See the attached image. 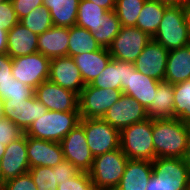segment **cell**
Masks as SVG:
<instances>
[{
    "mask_svg": "<svg viewBox=\"0 0 190 190\" xmlns=\"http://www.w3.org/2000/svg\"><path fill=\"white\" fill-rule=\"evenodd\" d=\"M190 125L178 118L153 120L155 158H183Z\"/></svg>",
    "mask_w": 190,
    "mask_h": 190,
    "instance_id": "1",
    "label": "cell"
},
{
    "mask_svg": "<svg viewBox=\"0 0 190 190\" xmlns=\"http://www.w3.org/2000/svg\"><path fill=\"white\" fill-rule=\"evenodd\" d=\"M146 190H190V168L182 158H155Z\"/></svg>",
    "mask_w": 190,
    "mask_h": 190,
    "instance_id": "2",
    "label": "cell"
},
{
    "mask_svg": "<svg viewBox=\"0 0 190 190\" xmlns=\"http://www.w3.org/2000/svg\"><path fill=\"white\" fill-rule=\"evenodd\" d=\"M152 39L168 51L189 45L190 31L186 8L179 5L167 6Z\"/></svg>",
    "mask_w": 190,
    "mask_h": 190,
    "instance_id": "3",
    "label": "cell"
},
{
    "mask_svg": "<svg viewBox=\"0 0 190 190\" xmlns=\"http://www.w3.org/2000/svg\"><path fill=\"white\" fill-rule=\"evenodd\" d=\"M152 130L153 120L147 118L120 131V148L128 159L144 161L155 159Z\"/></svg>",
    "mask_w": 190,
    "mask_h": 190,
    "instance_id": "4",
    "label": "cell"
},
{
    "mask_svg": "<svg viewBox=\"0 0 190 190\" xmlns=\"http://www.w3.org/2000/svg\"><path fill=\"white\" fill-rule=\"evenodd\" d=\"M79 111L57 112L48 110L24 132L36 139L61 142L80 123Z\"/></svg>",
    "mask_w": 190,
    "mask_h": 190,
    "instance_id": "5",
    "label": "cell"
},
{
    "mask_svg": "<svg viewBox=\"0 0 190 190\" xmlns=\"http://www.w3.org/2000/svg\"><path fill=\"white\" fill-rule=\"evenodd\" d=\"M128 160L121 148L94 157L88 172L93 187L100 190L116 188L122 179Z\"/></svg>",
    "mask_w": 190,
    "mask_h": 190,
    "instance_id": "6",
    "label": "cell"
},
{
    "mask_svg": "<svg viewBox=\"0 0 190 190\" xmlns=\"http://www.w3.org/2000/svg\"><path fill=\"white\" fill-rule=\"evenodd\" d=\"M79 124L94 157L120 148V131L102 118H81Z\"/></svg>",
    "mask_w": 190,
    "mask_h": 190,
    "instance_id": "7",
    "label": "cell"
},
{
    "mask_svg": "<svg viewBox=\"0 0 190 190\" xmlns=\"http://www.w3.org/2000/svg\"><path fill=\"white\" fill-rule=\"evenodd\" d=\"M152 38L135 27L121 26L108 51L114 60L134 63Z\"/></svg>",
    "mask_w": 190,
    "mask_h": 190,
    "instance_id": "8",
    "label": "cell"
},
{
    "mask_svg": "<svg viewBox=\"0 0 190 190\" xmlns=\"http://www.w3.org/2000/svg\"><path fill=\"white\" fill-rule=\"evenodd\" d=\"M50 60L39 52L12 58V75L15 80L35 89L48 80Z\"/></svg>",
    "mask_w": 190,
    "mask_h": 190,
    "instance_id": "9",
    "label": "cell"
},
{
    "mask_svg": "<svg viewBox=\"0 0 190 190\" xmlns=\"http://www.w3.org/2000/svg\"><path fill=\"white\" fill-rule=\"evenodd\" d=\"M122 94V90L96 88L87 84L79 95L80 118H102Z\"/></svg>",
    "mask_w": 190,
    "mask_h": 190,
    "instance_id": "10",
    "label": "cell"
},
{
    "mask_svg": "<svg viewBox=\"0 0 190 190\" xmlns=\"http://www.w3.org/2000/svg\"><path fill=\"white\" fill-rule=\"evenodd\" d=\"M64 159L72 163L80 172H89L94 156L92 155L84 128L78 124L60 142Z\"/></svg>",
    "mask_w": 190,
    "mask_h": 190,
    "instance_id": "11",
    "label": "cell"
},
{
    "mask_svg": "<svg viewBox=\"0 0 190 190\" xmlns=\"http://www.w3.org/2000/svg\"><path fill=\"white\" fill-rule=\"evenodd\" d=\"M147 118L146 109L136 99L126 94H122L102 117L104 121L119 131Z\"/></svg>",
    "mask_w": 190,
    "mask_h": 190,
    "instance_id": "12",
    "label": "cell"
},
{
    "mask_svg": "<svg viewBox=\"0 0 190 190\" xmlns=\"http://www.w3.org/2000/svg\"><path fill=\"white\" fill-rule=\"evenodd\" d=\"M34 95L50 111H79V95L49 80L37 86Z\"/></svg>",
    "mask_w": 190,
    "mask_h": 190,
    "instance_id": "13",
    "label": "cell"
},
{
    "mask_svg": "<svg viewBox=\"0 0 190 190\" xmlns=\"http://www.w3.org/2000/svg\"><path fill=\"white\" fill-rule=\"evenodd\" d=\"M4 118L9 119L25 132L39 117L46 114L48 109L35 95L27 100H4Z\"/></svg>",
    "mask_w": 190,
    "mask_h": 190,
    "instance_id": "14",
    "label": "cell"
},
{
    "mask_svg": "<svg viewBox=\"0 0 190 190\" xmlns=\"http://www.w3.org/2000/svg\"><path fill=\"white\" fill-rule=\"evenodd\" d=\"M29 169L26 135L23 134L5 147V153L1 158L0 182L25 174Z\"/></svg>",
    "mask_w": 190,
    "mask_h": 190,
    "instance_id": "15",
    "label": "cell"
},
{
    "mask_svg": "<svg viewBox=\"0 0 190 190\" xmlns=\"http://www.w3.org/2000/svg\"><path fill=\"white\" fill-rule=\"evenodd\" d=\"M49 81L80 95L86 86L73 57H55L50 60Z\"/></svg>",
    "mask_w": 190,
    "mask_h": 190,
    "instance_id": "16",
    "label": "cell"
},
{
    "mask_svg": "<svg viewBox=\"0 0 190 190\" xmlns=\"http://www.w3.org/2000/svg\"><path fill=\"white\" fill-rule=\"evenodd\" d=\"M169 51L153 39L144 47L134 62V67L143 75L164 81Z\"/></svg>",
    "mask_w": 190,
    "mask_h": 190,
    "instance_id": "17",
    "label": "cell"
},
{
    "mask_svg": "<svg viewBox=\"0 0 190 190\" xmlns=\"http://www.w3.org/2000/svg\"><path fill=\"white\" fill-rule=\"evenodd\" d=\"M29 166H57L63 162L64 155L60 142L42 140L26 136Z\"/></svg>",
    "mask_w": 190,
    "mask_h": 190,
    "instance_id": "18",
    "label": "cell"
},
{
    "mask_svg": "<svg viewBox=\"0 0 190 190\" xmlns=\"http://www.w3.org/2000/svg\"><path fill=\"white\" fill-rule=\"evenodd\" d=\"M160 81L143 75L136 69H128L127 88L123 94L136 99L145 109L153 102Z\"/></svg>",
    "mask_w": 190,
    "mask_h": 190,
    "instance_id": "19",
    "label": "cell"
},
{
    "mask_svg": "<svg viewBox=\"0 0 190 190\" xmlns=\"http://www.w3.org/2000/svg\"><path fill=\"white\" fill-rule=\"evenodd\" d=\"M38 52V35L19 22L7 34V54L11 58Z\"/></svg>",
    "mask_w": 190,
    "mask_h": 190,
    "instance_id": "20",
    "label": "cell"
},
{
    "mask_svg": "<svg viewBox=\"0 0 190 190\" xmlns=\"http://www.w3.org/2000/svg\"><path fill=\"white\" fill-rule=\"evenodd\" d=\"M128 69H135L134 63L111 59L91 85L96 88L122 90L123 92L127 88Z\"/></svg>",
    "mask_w": 190,
    "mask_h": 190,
    "instance_id": "21",
    "label": "cell"
},
{
    "mask_svg": "<svg viewBox=\"0 0 190 190\" xmlns=\"http://www.w3.org/2000/svg\"><path fill=\"white\" fill-rule=\"evenodd\" d=\"M69 28L52 26L38 35V52L52 59L67 56Z\"/></svg>",
    "mask_w": 190,
    "mask_h": 190,
    "instance_id": "22",
    "label": "cell"
},
{
    "mask_svg": "<svg viewBox=\"0 0 190 190\" xmlns=\"http://www.w3.org/2000/svg\"><path fill=\"white\" fill-rule=\"evenodd\" d=\"M73 59L81 72L84 84L87 85L91 84L103 72L112 56L108 48L102 47L97 51L73 56Z\"/></svg>",
    "mask_w": 190,
    "mask_h": 190,
    "instance_id": "23",
    "label": "cell"
},
{
    "mask_svg": "<svg viewBox=\"0 0 190 190\" xmlns=\"http://www.w3.org/2000/svg\"><path fill=\"white\" fill-rule=\"evenodd\" d=\"M190 79V44L169 51L164 81L177 84Z\"/></svg>",
    "mask_w": 190,
    "mask_h": 190,
    "instance_id": "24",
    "label": "cell"
},
{
    "mask_svg": "<svg viewBox=\"0 0 190 190\" xmlns=\"http://www.w3.org/2000/svg\"><path fill=\"white\" fill-rule=\"evenodd\" d=\"M152 120L174 118V86L160 81L152 104L146 109Z\"/></svg>",
    "mask_w": 190,
    "mask_h": 190,
    "instance_id": "25",
    "label": "cell"
},
{
    "mask_svg": "<svg viewBox=\"0 0 190 190\" xmlns=\"http://www.w3.org/2000/svg\"><path fill=\"white\" fill-rule=\"evenodd\" d=\"M80 0H43L50 11L53 26L72 27L76 25Z\"/></svg>",
    "mask_w": 190,
    "mask_h": 190,
    "instance_id": "26",
    "label": "cell"
},
{
    "mask_svg": "<svg viewBox=\"0 0 190 190\" xmlns=\"http://www.w3.org/2000/svg\"><path fill=\"white\" fill-rule=\"evenodd\" d=\"M152 161L129 159L117 187H141L146 190L152 176Z\"/></svg>",
    "mask_w": 190,
    "mask_h": 190,
    "instance_id": "27",
    "label": "cell"
},
{
    "mask_svg": "<svg viewBox=\"0 0 190 190\" xmlns=\"http://www.w3.org/2000/svg\"><path fill=\"white\" fill-rule=\"evenodd\" d=\"M167 6L155 0H146L137 19L136 27L152 38L163 19Z\"/></svg>",
    "mask_w": 190,
    "mask_h": 190,
    "instance_id": "28",
    "label": "cell"
},
{
    "mask_svg": "<svg viewBox=\"0 0 190 190\" xmlns=\"http://www.w3.org/2000/svg\"><path fill=\"white\" fill-rule=\"evenodd\" d=\"M102 47L93 38L92 33L78 26L69 27V46L67 56H77L79 54L97 51Z\"/></svg>",
    "mask_w": 190,
    "mask_h": 190,
    "instance_id": "29",
    "label": "cell"
},
{
    "mask_svg": "<svg viewBox=\"0 0 190 190\" xmlns=\"http://www.w3.org/2000/svg\"><path fill=\"white\" fill-rule=\"evenodd\" d=\"M108 10L93 2L87 0H80L76 26L85 28L91 33L97 32L102 18L106 15Z\"/></svg>",
    "mask_w": 190,
    "mask_h": 190,
    "instance_id": "30",
    "label": "cell"
},
{
    "mask_svg": "<svg viewBox=\"0 0 190 190\" xmlns=\"http://www.w3.org/2000/svg\"><path fill=\"white\" fill-rule=\"evenodd\" d=\"M121 28L120 21L115 11H108L102 18L97 32L92 33L93 38L103 48H108Z\"/></svg>",
    "mask_w": 190,
    "mask_h": 190,
    "instance_id": "31",
    "label": "cell"
},
{
    "mask_svg": "<svg viewBox=\"0 0 190 190\" xmlns=\"http://www.w3.org/2000/svg\"><path fill=\"white\" fill-rule=\"evenodd\" d=\"M174 118L190 125V79L173 84Z\"/></svg>",
    "mask_w": 190,
    "mask_h": 190,
    "instance_id": "32",
    "label": "cell"
},
{
    "mask_svg": "<svg viewBox=\"0 0 190 190\" xmlns=\"http://www.w3.org/2000/svg\"><path fill=\"white\" fill-rule=\"evenodd\" d=\"M146 0H116L115 13L121 26L135 27Z\"/></svg>",
    "mask_w": 190,
    "mask_h": 190,
    "instance_id": "33",
    "label": "cell"
},
{
    "mask_svg": "<svg viewBox=\"0 0 190 190\" xmlns=\"http://www.w3.org/2000/svg\"><path fill=\"white\" fill-rule=\"evenodd\" d=\"M19 23L37 35L53 26L50 11L44 5L33 9L27 16L21 18Z\"/></svg>",
    "mask_w": 190,
    "mask_h": 190,
    "instance_id": "34",
    "label": "cell"
},
{
    "mask_svg": "<svg viewBox=\"0 0 190 190\" xmlns=\"http://www.w3.org/2000/svg\"><path fill=\"white\" fill-rule=\"evenodd\" d=\"M34 94V88L27 86L14 78L11 82L0 83V99L2 101L13 99L27 100L30 97H33Z\"/></svg>",
    "mask_w": 190,
    "mask_h": 190,
    "instance_id": "35",
    "label": "cell"
},
{
    "mask_svg": "<svg viewBox=\"0 0 190 190\" xmlns=\"http://www.w3.org/2000/svg\"><path fill=\"white\" fill-rule=\"evenodd\" d=\"M28 172L33 178L34 184L38 188L37 190H50L58 188L56 172L52 170V167H31Z\"/></svg>",
    "mask_w": 190,
    "mask_h": 190,
    "instance_id": "36",
    "label": "cell"
},
{
    "mask_svg": "<svg viewBox=\"0 0 190 190\" xmlns=\"http://www.w3.org/2000/svg\"><path fill=\"white\" fill-rule=\"evenodd\" d=\"M93 183L87 172H80L74 178L64 181L58 185V190H92Z\"/></svg>",
    "mask_w": 190,
    "mask_h": 190,
    "instance_id": "37",
    "label": "cell"
},
{
    "mask_svg": "<svg viewBox=\"0 0 190 190\" xmlns=\"http://www.w3.org/2000/svg\"><path fill=\"white\" fill-rule=\"evenodd\" d=\"M30 173L19 175L1 184V190H37Z\"/></svg>",
    "mask_w": 190,
    "mask_h": 190,
    "instance_id": "38",
    "label": "cell"
},
{
    "mask_svg": "<svg viewBox=\"0 0 190 190\" xmlns=\"http://www.w3.org/2000/svg\"><path fill=\"white\" fill-rule=\"evenodd\" d=\"M24 132L9 119L0 120V143L7 146L20 138Z\"/></svg>",
    "mask_w": 190,
    "mask_h": 190,
    "instance_id": "39",
    "label": "cell"
},
{
    "mask_svg": "<svg viewBox=\"0 0 190 190\" xmlns=\"http://www.w3.org/2000/svg\"><path fill=\"white\" fill-rule=\"evenodd\" d=\"M19 22L11 0L0 4V29L10 31Z\"/></svg>",
    "mask_w": 190,
    "mask_h": 190,
    "instance_id": "40",
    "label": "cell"
},
{
    "mask_svg": "<svg viewBox=\"0 0 190 190\" xmlns=\"http://www.w3.org/2000/svg\"><path fill=\"white\" fill-rule=\"evenodd\" d=\"M52 170L56 172L57 184H61L66 180L74 178L80 171L69 161L64 160L57 166H53Z\"/></svg>",
    "mask_w": 190,
    "mask_h": 190,
    "instance_id": "41",
    "label": "cell"
},
{
    "mask_svg": "<svg viewBox=\"0 0 190 190\" xmlns=\"http://www.w3.org/2000/svg\"><path fill=\"white\" fill-rule=\"evenodd\" d=\"M18 20L27 16L33 9L42 6L43 0H11Z\"/></svg>",
    "mask_w": 190,
    "mask_h": 190,
    "instance_id": "42",
    "label": "cell"
},
{
    "mask_svg": "<svg viewBox=\"0 0 190 190\" xmlns=\"http://www.w3.org/2000/svg\"><path fill=\"white\" fill-rule=\"evenodd\" d=\"M12 66V58L7 53L0 54V83L12 81Z\"/></svg>",
    "mask_w": 190,
    "mask_h": 190,
    "instance_id": "43",
    "label": "cell"
},
{
    "mask_svg": "<svg viewBox=\"0 0 190 190\" xmlns=\"http://www.w3.org/2000/svg\"><path fill=\"white\" fill-rule=\"evenodd\" d=\"M95 3L98 6L103 7L108 11H113L115 9L116 0H87Z\"/></svg>",
    "mask_w": 190,
    "mask_h": 190,
    "instance_id": "44",
    "label": "cell"
},
{
    "mask_svg": "<svg viewBox=\"0 0 190 190\" xmlns=\"http://www.w3.org/2000/svg\"><path fill=\"white\" fill-rule=\"evenodd\" d=\"M7 34L8 31L0 29V54L7 53Z\"/></svg>",
    "mask_w": 190,
    "mask_h": 190,
    "instance_id": "45",
    "label": "cell"
},
{
    "mask_svg": "<svg viewBox=\"0 0 190 190\" xmlns=\"http://www.w3.org/2000/svg\"><path fill=\"white\" fill-rule=\"evenodd\" d=\"M184 162L189 166L190 168V128H189V134H188V139H187V145H186V150L185 154L182 158Z\"/></svg>",
    "mask_w": 190,
    "mask_h": 190,
    "instance_id": "46",
    "label": "cell"
},
{
    "mask_svg": "<svg viewBox=\"0 0 190 190\" xmlns=\"http://www.w3.org/2000/svg\"><path fill=\"white\" fill-rule=\"evenodd\" d=\"M166 5H179V0H155Z\"/></svg>",
    "mask_w": 190,
    "mask_h": 190,
    "instance_id": "47",
    "label": "cell"
},
{
    "mask_svg": "<svg viewBox=\"0 0 190 190\" xmlns=\"http://www.w3.org/2000/svg\"><path fill=\"white\" fill-rule=\"evenodd\" d=\"M111 190H143L141 187H116Z\"/></svg>",
    "mask_w": 190,
    "mask_h": 190,
    "instance_id": "48",
    "label": "cell"
},
{
    "mask_svg": "<svg viewBox=\"0 0 190 190\" xmlns=\"http://www.w3.org/2000/svg\"><path fill=\"white\" fill-rule=\"evenodd\" d=\"M179 6H182L185 8L190 6V0H179Z\"/></svg>",
    "mask_w": 190,
    "mask_h": 190,
    "instance_id": "49",
    "label": "cell"
},
{
    "mask_svg": "<svg viewBox=\"0 0 190 190\" xmlns=\"http://www.w3.org/2000/svg\"><path fill=\"white\" fill-rule=\"evenodd\" d=\"M4 119V106L3 101L0 99V120Z\"/></svg>",
    "mask_w": 190,
    "mask_h": 190,
    "instance_id": "50",
    "label": "cell"
},
{
    "mask_svg": "<svg viewBox=\"0 0 190 190\" xmlns=\"http://www.w3.org/2000/svg\"><path fill=\"white\" fill-rule=\"evenodd\" d=\"M5 147H6L5 145L0 143V166H1V158L5 153Z\"/></svg>",
    "mask_w": 190,
    "mask_h": 190,
    "instance_id": "51",
    "label": "cell"
},
{
    "mask_svg": "<svg viewBox=\"0 0 190 190\" xmlns=\"http://www.w3.org/2000/svg\"><path fill=\"white\" fill-rule=\"evenodd\" d=\"M187 20L189 23V31H190V6L186 7Z\"/></svg>",
    "mask_w": 190,
    "mask_h": 190,
    "instance_id": "52",
    "label": "cell"
},
{
    "mask_svg": "<svg viewBox=\"0 0 190 190\" xmlns=\"http://www.w3.org/2000/svg\"><path fill=\"white\" fill-rule=\"evenodd\" d=\"M6 1H8V0H0V4H1V3H4V2H6Z\"/></svg>",
    "mask_w": 190,
    "mask_h": 190,
    "instance_id": "53",
    "label": "cell"
}]
</instances>
